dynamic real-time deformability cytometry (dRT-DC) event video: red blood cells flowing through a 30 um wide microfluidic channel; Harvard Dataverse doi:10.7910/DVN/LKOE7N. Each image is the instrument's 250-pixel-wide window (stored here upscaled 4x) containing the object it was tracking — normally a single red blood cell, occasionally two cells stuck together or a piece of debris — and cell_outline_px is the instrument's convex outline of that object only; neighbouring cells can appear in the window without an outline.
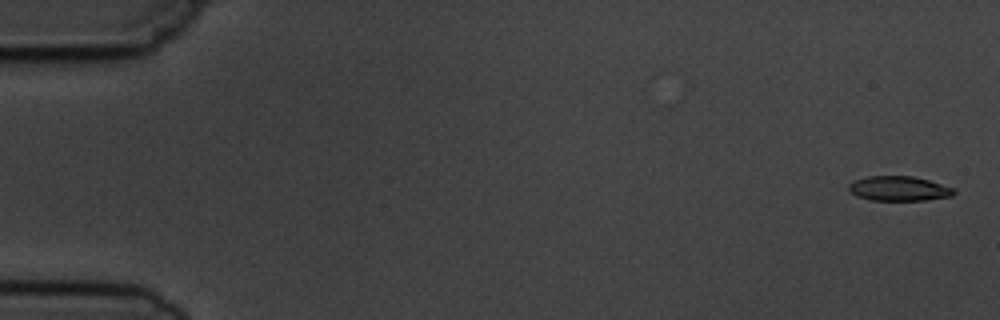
{"species": "common noctule bat (a hibernating species)", "species_latin": "Nyctalus noctula", "temperature_condition": "cold", "stored_images_in_passage": 4, "camera_frame_rate_fps": 3000, "um_per_image_px": 0.085, "animal": {"sex": "male", "body_mass_g": 19.5, "forearm_length_mm": 54.6}, "frame": {"image": 1, "passage_image": 1, "time_ms": 0.0, "image_size_px": [1000, 320], "cell_outline_px": [[956, 192], [952, 196], [924, 200], [868, 200], [856, 196], [848, 188], [848, 184], [856, 180], [868, 176], [912, 176], [928, 180], [956, 188]], "centroid_in_image_um": [76.43, 16.03], "position_along_channel_um": 8.6, "area_um2": 15.14}}